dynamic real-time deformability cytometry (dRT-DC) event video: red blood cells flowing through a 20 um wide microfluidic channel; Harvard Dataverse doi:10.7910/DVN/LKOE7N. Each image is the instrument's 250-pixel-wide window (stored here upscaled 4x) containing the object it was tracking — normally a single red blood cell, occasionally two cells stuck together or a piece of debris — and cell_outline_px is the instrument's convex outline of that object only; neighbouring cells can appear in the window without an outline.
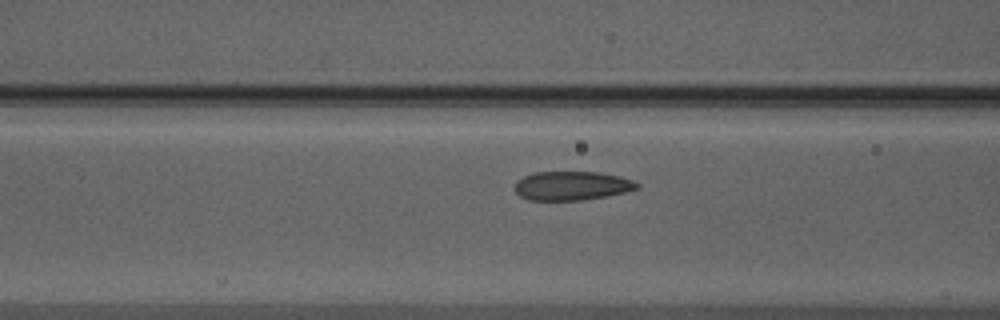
{"species": "Egyptian fruit bat (a non-hibernating species)", "species_latin": "Rousettus aegyptiacus", "temperature_condition": "warm", "stored_images_in_passage": 12, "camera_frame_rate_fps": 3000, "um_per_image_px": 0.085, "animal": {"sex": "male"}, "frame": {"image": 1, "passage_image": 10, "time_ms": 3.0, "image_size_px": [1000, 320], "cell_outline_px": [[640, 188], [624, 192], [584, 200], [528, 200], [520, 196], [516, 192], [516, 180], [532, 172], [600, 172], [620, 176], [632, 180], [640, 184]], "centroid_in_image_um": [48.61, 15.78], "position_along_channel_um": 118.0, "area_um2": 20.63}}